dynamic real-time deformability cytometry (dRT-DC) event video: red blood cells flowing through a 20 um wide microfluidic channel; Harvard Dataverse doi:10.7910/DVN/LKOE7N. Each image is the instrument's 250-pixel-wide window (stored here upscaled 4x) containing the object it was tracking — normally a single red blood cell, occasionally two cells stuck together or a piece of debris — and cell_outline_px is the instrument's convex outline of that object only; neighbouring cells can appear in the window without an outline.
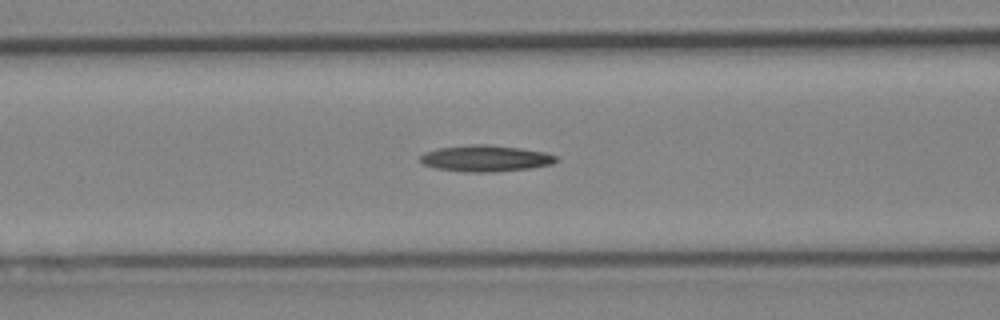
{"species": "Egyptian fruit bat (a non-hibernating species)", "species_latin": "Rousettus aegyptiacus", "temperature_condition": "cold", "stored_images_in_passage": 15, "camera_frame_rate_fps": 3000, "um_per_image_px": 0.085, "animal": {"sex": "female"}, "frame": {"image": 1, "passage_image": 13, "time_ms": 4.0, "image_size_px": [1000, 320], "cell_outline_px": [[560, 160], [552, 164], [532, 168], [496, 172], [464, 172], [436, 168], [424, 164], [420, 160], [420, 156], [424, 152], [440, 148], [472, 144], [488, 144], [520, 148], [544, 152], [556, 156]], "centroid_in_image_um": [41.3, 13.47], "position_along_channel_um": 125.3, "area_um2": 20.92}}